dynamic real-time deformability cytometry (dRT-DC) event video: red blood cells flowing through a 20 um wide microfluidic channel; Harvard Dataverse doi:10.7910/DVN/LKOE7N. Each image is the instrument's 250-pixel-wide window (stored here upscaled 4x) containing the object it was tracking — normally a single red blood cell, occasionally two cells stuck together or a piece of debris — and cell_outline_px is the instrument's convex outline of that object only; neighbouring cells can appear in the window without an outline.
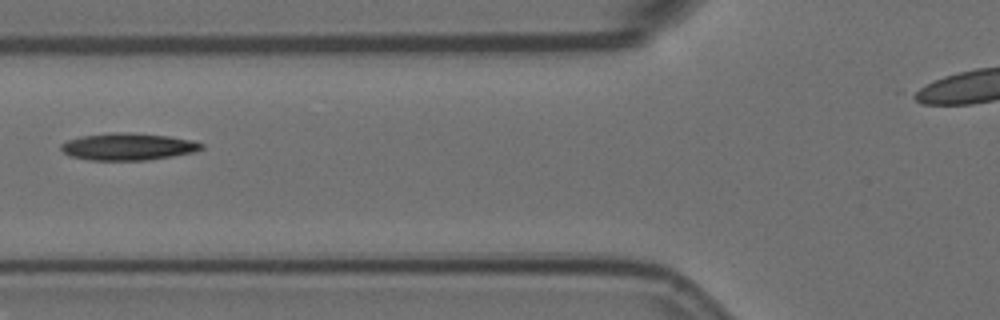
{"species": "Egyptian fruit bat (a non-hibernating species)", "species_latin": "Rousettus aegyptiacus", "temperature_condition": "room temperature", "stored_images_in_passage": 10, "camera_frame_rate_fps": 3000, "um_per_image_px": 0.085, "animal": {"sex": "female"}, "frame": {"image": 1, "passage_image": 2, "time_ms": 0.333, "image_size_px": [1000, 320], "cell_outline_px": [[204, 148], [192, 152], [172, 156], [148, 160], [88, 160], [72, 156], [64, 152], [60, 148], [60, 144], [68, 140], [80, 136], [112, 132], [132, 132], [168, 136], [192, 140], [204, 144]], "centroid_in_image_um": [10.88, 12.45], "position_along_channel_um": 114.9, "area_um2": 22.2}}
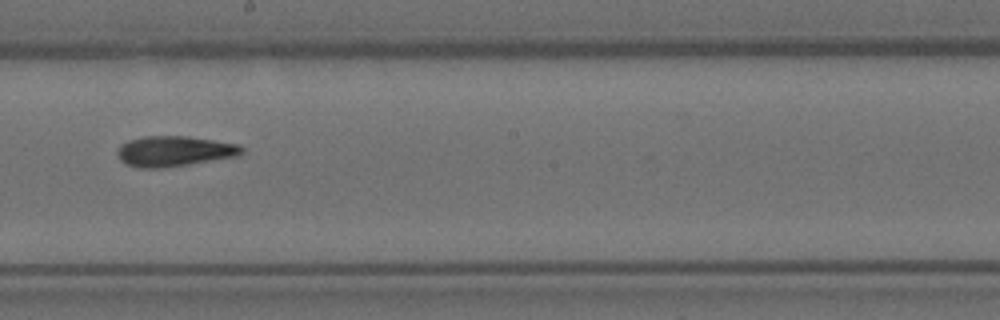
{"frame": {"image": 2, "passage_image": 5, "time_ms": 1.333, "image_size_px": [1000, 320], "cell_outline_px": [[244, 152], [240, 156], [188, 164], [160, 168], [140, 168], [124, 164], [120, 160], [116, 152], [120, 144], [128, 140], [144, 136], [188, 136], [240, 144], [244, 148]], "centroid_in_image_um": [14.82, 12.85], "position_along_channel_um": 233.4, "area_um2": 22.31}}
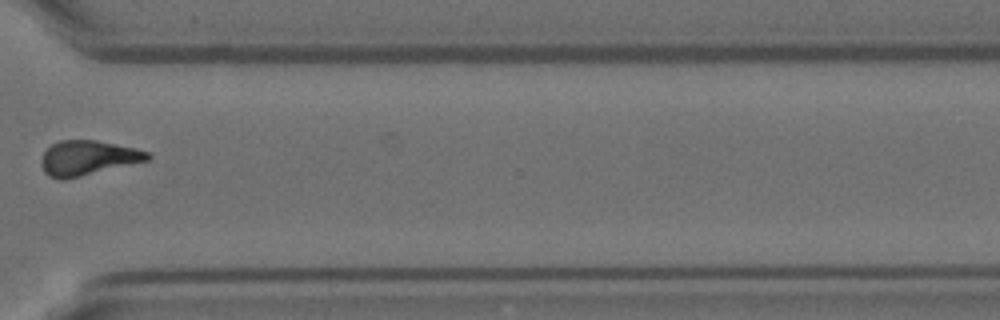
{"frame": {"image": 3, "passage_image": 8, "time_ms": 2.333, "image_size_px": [1000, 320], "cell_outline_px": [[152, 156], [148, 160], [64, 180], [60, 180], [48, 176], [44, 172], [40, 164], [40, 160], [44, 152], [52, 144], [60, 140], [96, 140], [136, 148], [152, 152]], "centroid_in_image_um": [7.45, 13.42], "position_along_channel_um": 363.1, "area_um2": 21.62}}